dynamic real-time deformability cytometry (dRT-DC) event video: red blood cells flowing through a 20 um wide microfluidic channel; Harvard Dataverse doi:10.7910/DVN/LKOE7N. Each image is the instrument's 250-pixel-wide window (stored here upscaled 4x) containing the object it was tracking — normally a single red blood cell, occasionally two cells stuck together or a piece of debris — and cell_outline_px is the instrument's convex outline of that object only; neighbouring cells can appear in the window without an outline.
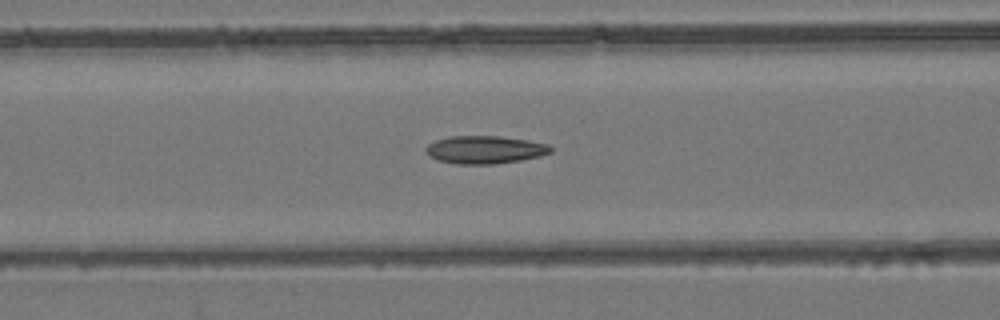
{"species": "common noctule bat (a hibernating species)", "species_latin": "Nyctalus noctula", "temperature_condition": "room temperature", "stored_images_in_passage": 51, "camera_frame_rate_fps": 3000, "um_per_image_px": 0.085, "animal": {"sex": "female", "body_mass_g": 24.6, "forearm_length_mm": 56.2}, "frame": {"image": 1, "passage_image": 23, "time_ms": 7.333, "image_size_px": [1000, 320], "cell_outline_px": [[552, 152], [540, 156], [520, 160], [496, 164], [456, 164], [436, 160], [428, 156], [424, 152], [424, 148], [428, 144], [436, 140], [448, 136], [500, 136], [528, 140], [548, 144], [552, 148]], "centroid_in_image_um": [41.17, 12.73], "position_along_channel_um": 125.4, "area_um2": 20.52}}
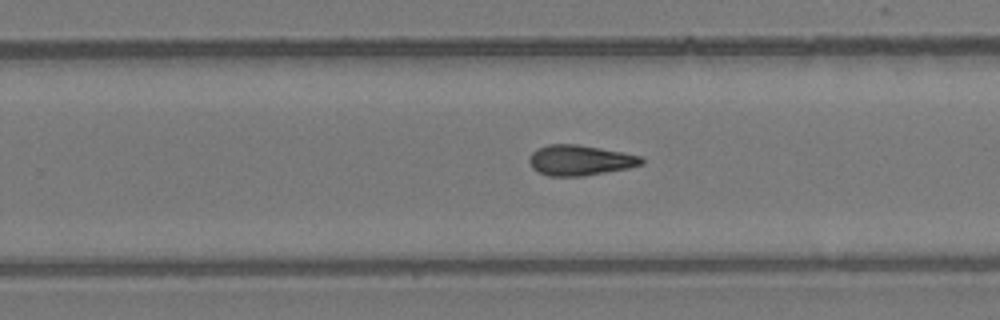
{"frame": {"image": 2, "passage_image": 35, "time_ms": 11.333, "image_size_px": [1000, 320], "cell_outline_px": [[644, 164], [628, 168], [584, 176], [548, 176], [532, 168], [528, 160], [528, 156], [536, 148], [548, 144], [576, 144], [600, 148], [640, 156], [644, 160]], "centroid_in_image_um": [49.26, 13.62], "position_along_channel_um": 280.5, "area_um2": 19.88}}
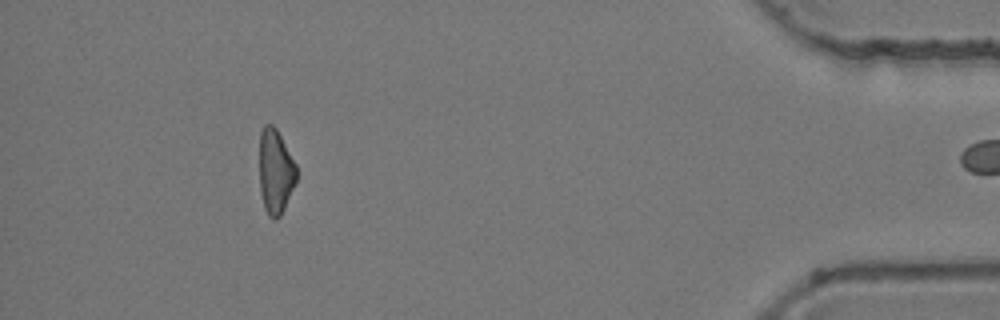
{"frame": {"image": 3, "passage_image": 50, "time_ms": 16.333, "image_size_px": [1000, 320], "cell_outline_px": [[296, 184], [280, 216], [276, 220], [272, 220], [268, 216], [264, 208], [260, 192], [260, 132], [264, 124], [272, 124], [276, 128], [296, 164]], "centroid_in_image_um": [23.41, 14.61], "position_along_channel_um": 411.8, "area_um2": 18.38}}